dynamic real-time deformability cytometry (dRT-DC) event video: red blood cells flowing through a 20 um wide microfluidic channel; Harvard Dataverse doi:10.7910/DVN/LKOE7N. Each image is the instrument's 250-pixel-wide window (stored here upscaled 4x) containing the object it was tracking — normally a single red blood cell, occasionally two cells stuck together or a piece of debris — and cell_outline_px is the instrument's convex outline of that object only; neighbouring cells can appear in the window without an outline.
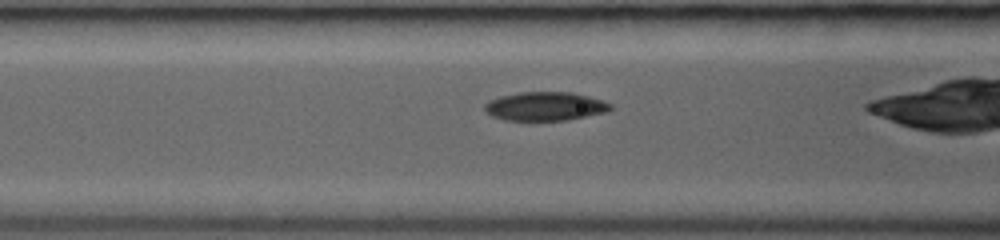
{"species": "common noctule bat (a hibernating species)", "species_latin": "Nyctalus noctula", "temperature_condition": "room temperature", "stored_images_in_passage": 7, "camera_frame_rate_fps": 3000, "um_per_image_px": 0.085, "animal": {"sex": "female", "body_mass_g": 19.0, "forearm_length_mm": 53.3}, "frame": {"image": 1, "passage_image": 5, "time_ms": 3.0, "image_size_px": [1000, 240], "cell_outline_px": [[612, 108], [608, 112], [568, 120], [504, 120], [492, 116], [484, 108], [484, 104], [488, 100], [500, 96], [520, 92], [572, 92], [588, 96], [612, 104]], "centroid_in_image_um": [46.34, 9.03], "position_along_channel_um": 120.3, "area_um2": 21.1}}